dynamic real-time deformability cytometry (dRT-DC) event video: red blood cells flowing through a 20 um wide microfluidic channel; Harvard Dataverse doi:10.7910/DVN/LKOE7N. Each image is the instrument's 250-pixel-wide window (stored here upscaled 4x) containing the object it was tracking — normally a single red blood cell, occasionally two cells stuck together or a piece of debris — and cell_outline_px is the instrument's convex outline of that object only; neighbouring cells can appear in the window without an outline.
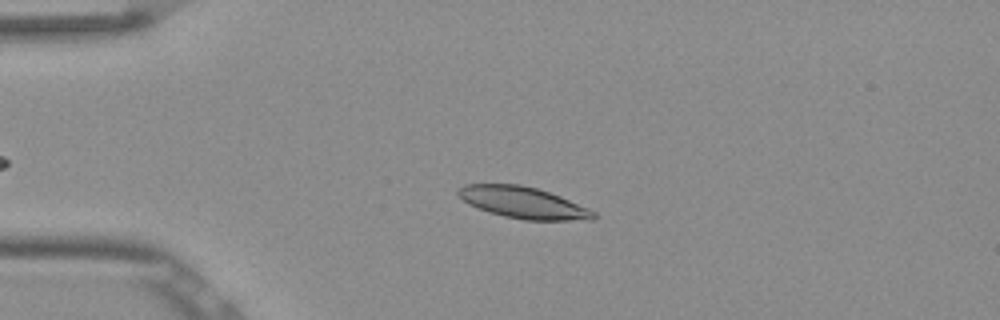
{"species": "Egyptian fruit bat (a non-hibernating species)", "species_latin": "Rousettus aegyptiacus", "temperature_condition": "room temperature", "stored_images_in_passage": 44, "camera_frame_rate_fps": 3000, "um_per_image_px": 0.085, "frame": {"image": 1, "passage_image": 9, "time_ms": 2.667, "image_size_px": [1000, 320], "cell_outline_px": [[596, 216], [592, 220], [524, 220], [504, 216], [488, 212], [468, 204], [456, 192], [464, 184], [520, 184], [536, 188], [560, 196], [588, 208], [596, 212]], "centroid_in_image_um": [44.47, 17.23], "position_along_channel_um": 40.5, "area_um2": 24.74}}
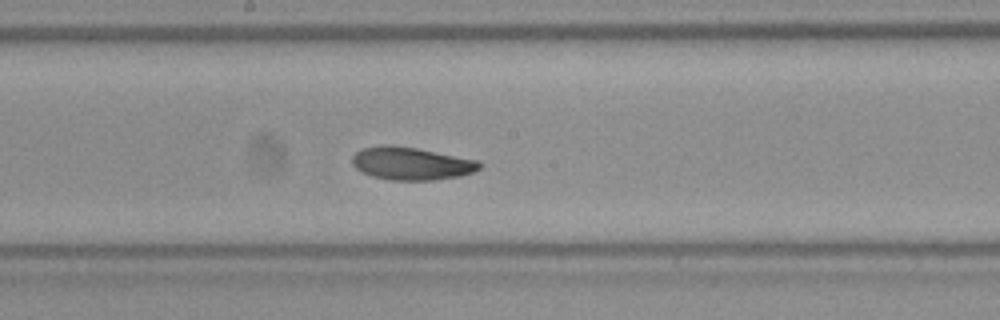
{"frame": {"image": 2, "passage_image": 25, "time_ms": 8.0, "image_size_px": [1000, 320], "cell_outline_px": [[484, 164], [480, 168], [472, 172], [460, 176], [432, 180], [388, 180], [372, 176], [360, 172], [352, 164], [352, 156], [360, 148], [384, 144], [392, 144], [416, 148], [480, 160]], "centroid_in_image_um": [34.94, 13.89], "position_along_channel_um": 213.3, "area_um2": 24.68}}
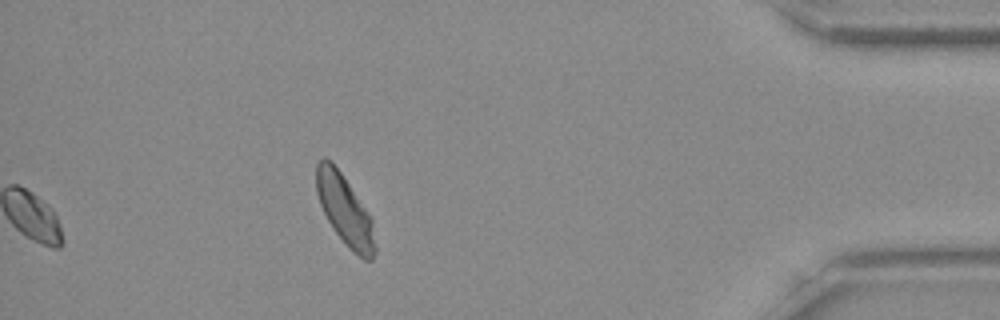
{"frame": {"image": 3, "passage_image": 44, "time_ms": 14.333, "image_size_px": [1000, 320], "cell_outline_px": [[376, 252], [372, 260], [364, 260], [352, 252], [348, 248], [332, 228], [320, 204], [316, 192], [316, 164], [324, 156], [332, 160], [372, 216], [376, 248]], "centroid_in_image_um": [29.33, 17.87], "position_along_channel_um": 405.9, "area_um2": 24.39}, "authors_computed_cell_mechanics": {"area_um2": 24.276, "velocity_mm_per_s": 3.7971, "shape_relaxation_time_tau1_ms": 3.2041, "shape_relaxation_time_tau2_ms": 2.5142, "deformation_change_tau1": 0.0826, "deformation_change_tau2": 0.0617}}